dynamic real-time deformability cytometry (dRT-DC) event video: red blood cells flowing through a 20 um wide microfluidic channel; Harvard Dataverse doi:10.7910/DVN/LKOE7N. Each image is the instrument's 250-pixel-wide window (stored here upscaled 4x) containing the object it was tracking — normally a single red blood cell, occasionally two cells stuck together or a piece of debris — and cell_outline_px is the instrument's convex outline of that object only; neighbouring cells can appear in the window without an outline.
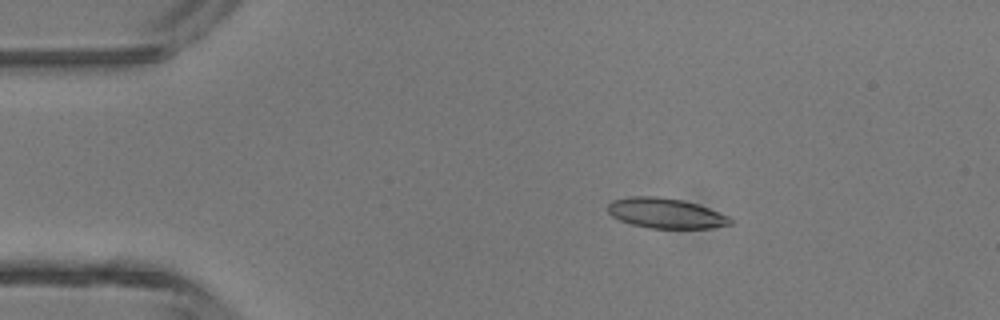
{"species": "common noctule bat (a hibernating species)", "species_latin": "Nyctalus noctula", "temperature_condition": "room temperature", "stored_images_in_passage": 4, "camera_frame_rate_fps": 3000, "um_per_image_px": 0.085, "animal": {"sex": "male", "body_mass_g": 13.3}, "frame": {"image": 1, "passage_image": 1, "time_ms": 0.0, "image_size_px": [1000, 320], "cell_outline_px": [[732, 224], [712, 228], [648, 228], [632, 224], [620, 220], [612, 216], [608, 212], [608, 204], [612, 200], [628, 196], [656, 196], [684, 200], [708, 208], [728, 216], [732, 220]], "centroid_in_image_um": [56.56, 18.12], "position_along_channel_um": 28.4, "area_um2": 21.5}}
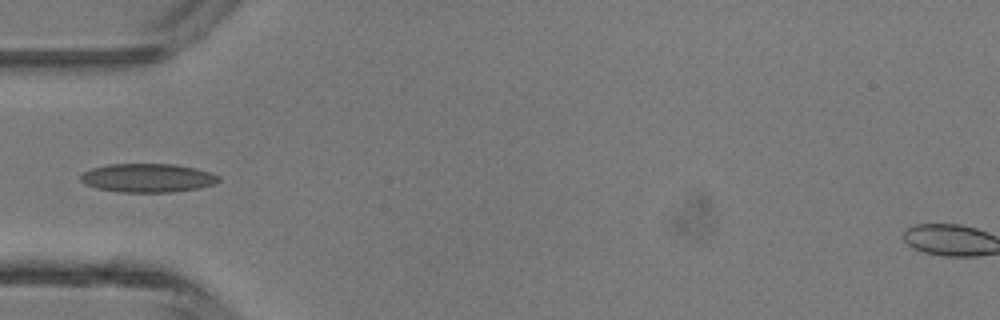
{"frame": {"image": 2, "passage_image": 3, "time_ms": 0.667, "image_size_px": [1000, 320], "cell_outline_px": [[220, 180], [216, 184], [200, 188], [172, 192], [120, 192], [96, 188], [84, 184], [80, 180], [80, 176], [84, 172], [92, 168], [108, 164], [176, 164], [196, 168], [220, 176]], "centroid_in_image_um": [12.56, 15.12], "position_along_channel_um": 72.4, "area_um2": 23.24}}
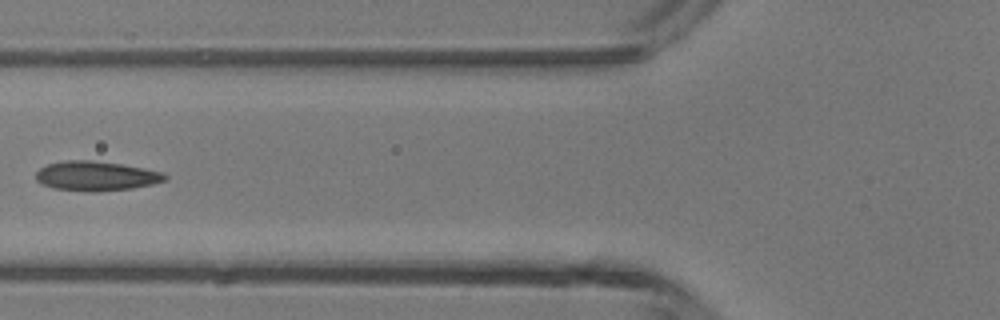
{"frame": {"image": 3, "passage_image": 4, "time_ms": 1.0, "image_size_px": [1000, 320], "cell_outline_px": [[168, 180], [152, 184], [132, 188], [96, 192], [88, 192], [52, 188], [36, 180], [36, 172], [40, 168], [48, 164], [64, 160], [92, 160], [124, 164], [164, 172], [168, 176]], "centroid_in_image_um": [8.2, 14.95], "position_along_channel_um": 117.6, "area_um2": 22.48}}